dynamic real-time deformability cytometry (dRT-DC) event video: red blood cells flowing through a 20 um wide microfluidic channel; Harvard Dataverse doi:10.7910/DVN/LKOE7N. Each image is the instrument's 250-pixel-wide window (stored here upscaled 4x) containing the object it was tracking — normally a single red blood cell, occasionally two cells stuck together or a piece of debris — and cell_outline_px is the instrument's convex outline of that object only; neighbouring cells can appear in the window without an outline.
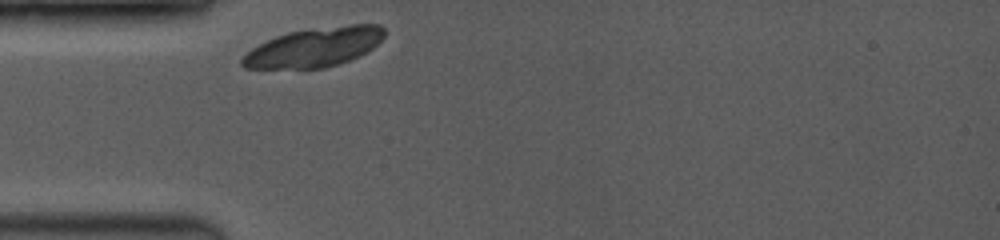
{"species": "common noctule bat (a hibernating species)", "species_latin": "Nyctalus noctula", "temperature_condition": "room temperature", "stored_images_in_passage": 1, "camera_frame_rate_fps": 3500, "um_per_image_px": 0.085, "animal": {"sex": "female", "body_mass_g": 19.0, "forearm_length_mm": 53.3}, "frame": {"image": 1, "passage_image": 1, "time_ms": 0.0, "image_size_px": [1000, 240], "cell_outline_px": [[384, 36], [372, 48], [360, 56], [324, 68], [244, 68], [240, 64], [240, 60], [252, 48], [276, 36], [288, 32], [348, 24], [380, 24], [384, 28]], "centroid_in_image_um": [26.73, 4.01], "position_along_channel_um": 58.3, "area_um2": 32.14}}